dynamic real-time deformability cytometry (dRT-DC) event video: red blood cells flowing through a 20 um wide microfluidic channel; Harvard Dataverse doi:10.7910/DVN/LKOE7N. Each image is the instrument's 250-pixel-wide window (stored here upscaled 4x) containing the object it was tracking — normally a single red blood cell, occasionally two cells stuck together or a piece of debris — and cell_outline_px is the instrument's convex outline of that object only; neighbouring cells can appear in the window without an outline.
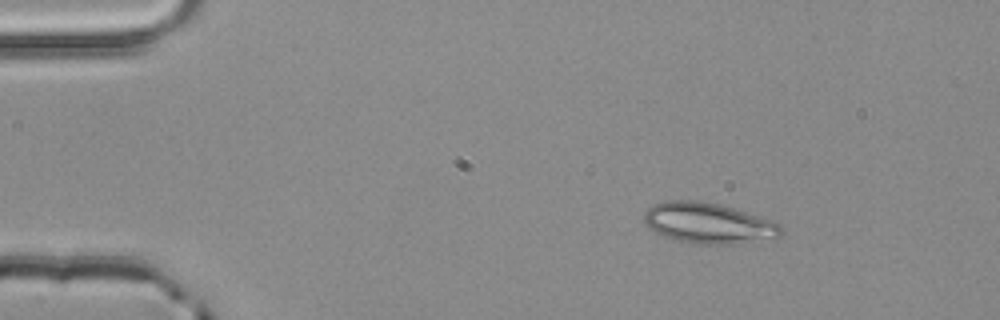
{"species": "common noctule bat (a hibernating species)", "species_latin": "Nyctalus noctula", "temperature_condition": "room temperature", "stored_images_in_passage": 3, "camera_frame_rate_fps": 3000, "um_per_image_px": 0.085, "animal": {"sex": "male", "body_mass_g": 20.4}, "frame": {"image": 1, "passage_image": 1, "time_ms": 0.0, "image_size_px": [1000, 320], "cell_outline_px": [[784, 232], [776, 236], [736, 244], [704, 244], [680, 240], [664, 236], [656, 232], [644, 224], [644, 212], [652, 204], [668, 200], [696, 200], [720, 204], [772, 220], [780, 224], [784, 228]], "centroid_in_image_um": [60.19, 18.94], "position_along_channel_um": 24.8, "area_um2": 32.19}}